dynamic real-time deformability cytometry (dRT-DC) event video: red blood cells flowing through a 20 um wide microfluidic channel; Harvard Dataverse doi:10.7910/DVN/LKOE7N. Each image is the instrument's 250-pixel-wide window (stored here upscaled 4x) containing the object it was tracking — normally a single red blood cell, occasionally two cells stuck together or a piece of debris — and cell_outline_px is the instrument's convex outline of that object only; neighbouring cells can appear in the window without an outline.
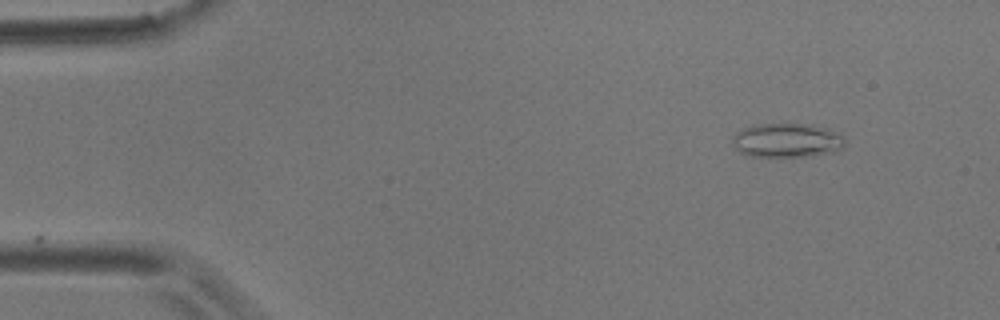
{"species": "common noctule bat (a hibernating species)", "species_latin": "Nyctalus noctula", "temperature_condition": "room temperature", "stored_images_in_passage": 34, "camera_frame_rate_fps": 3000, "um_per_image_px": 0.085, "animal": {"sex": "male", "body_mass_g": 17.9}, "frame": {"image": 1, "passage_image": 1, "time_ms": 0.0, "image_size_px": [1000, 320], "cell_outline_px": [[844, 144], [836, 152], [812, 156], [752, 156], [740, 152], [732, 144], [732, 136], [736, 132], [752, 124], [812, 124], [828, 128], [844, 136]], "centroid_in_image_um": [66.89, 11.92], "position_along_channel_um": 18.1, "area_um2": 22.54}}
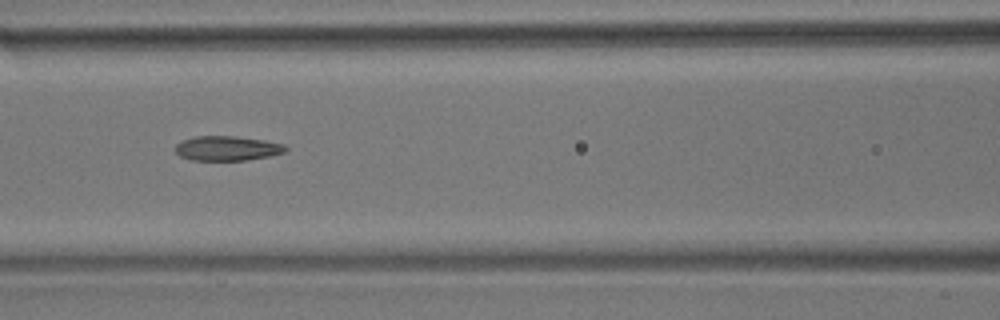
{"frame": {"image": 2, "passage_image": 19, "time_ms": 6.0, "image_size_px": [1000, 320], "cell_outline_px": [[288, 148], [284, 152], [268, 156], [244, 160], [192, 160], [180, 156], [172, 148], [176, 144], [192, 136], [236, 136], [264, 140], [284, 144]], "centroid_in_image_um": [19.27, 12.6], "position_along_channel_um": 147.3, "area_um2": 15.84}}